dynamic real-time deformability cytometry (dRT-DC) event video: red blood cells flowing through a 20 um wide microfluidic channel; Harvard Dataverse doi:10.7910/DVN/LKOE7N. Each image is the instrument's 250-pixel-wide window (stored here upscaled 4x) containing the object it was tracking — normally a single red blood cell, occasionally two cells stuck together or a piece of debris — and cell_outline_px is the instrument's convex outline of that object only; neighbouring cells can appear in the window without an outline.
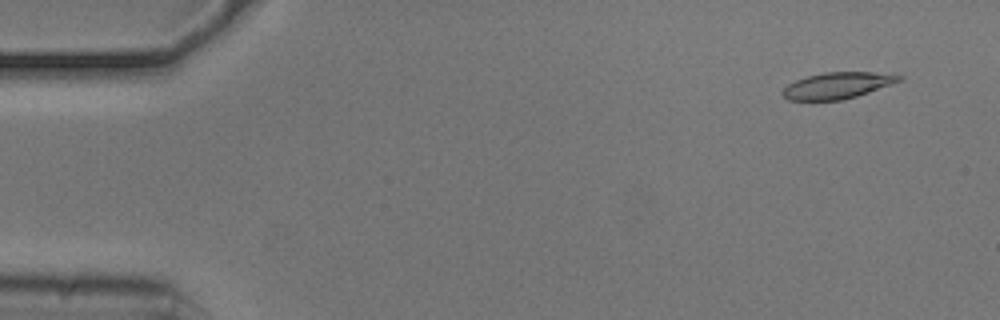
{"species": "common noctule bat (a hibernating species)", "species_latin": "Nyctalus noctula", "temperature_condition": "cold", "stored_images_in_passage": 17, "camera_frame_rate_fps": 3000, "um_per_image_px": 0.085, "animal": {"sex": "male", "body_mass_g": 20.5, "forearm_length_mm": 52.5}, "frame": {"image": 1, "passage_image": 4, "time_ms": 1.0, "image_size_px": [1000, 320], "cell_outline_px": [[904, 76], [900, 80], [892, 84], [856, 96], [840, 100], [788, 100], [780, 92], [788, 84], [796, 80], [808, 76], [824, 72], [892, 72]], "centroid_in_image_um": [71.22, 7.25], "position_along_channel_um": 13.8, "area_um2": 17.92}}
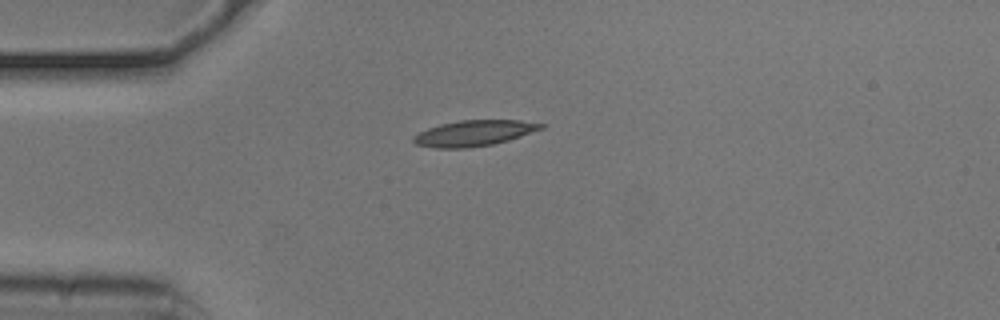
{"frame": {"image": 2, "passage_image": 14, "time_ms": 4.333, "image_size_px": [1000, 320], "cell_outline_px": [[544, 128], [508, 140], [492, 144], [468, 148], [436, 148], [416, 144], [412, 140], [412, 136], [428, 128], [440, 124], [460, 120], [520, 120], [544, 124]], "centroid_in_image_um": [40.27, 11.31], "position_along_channel_um": 44.7, "area_um2": 19.02}}